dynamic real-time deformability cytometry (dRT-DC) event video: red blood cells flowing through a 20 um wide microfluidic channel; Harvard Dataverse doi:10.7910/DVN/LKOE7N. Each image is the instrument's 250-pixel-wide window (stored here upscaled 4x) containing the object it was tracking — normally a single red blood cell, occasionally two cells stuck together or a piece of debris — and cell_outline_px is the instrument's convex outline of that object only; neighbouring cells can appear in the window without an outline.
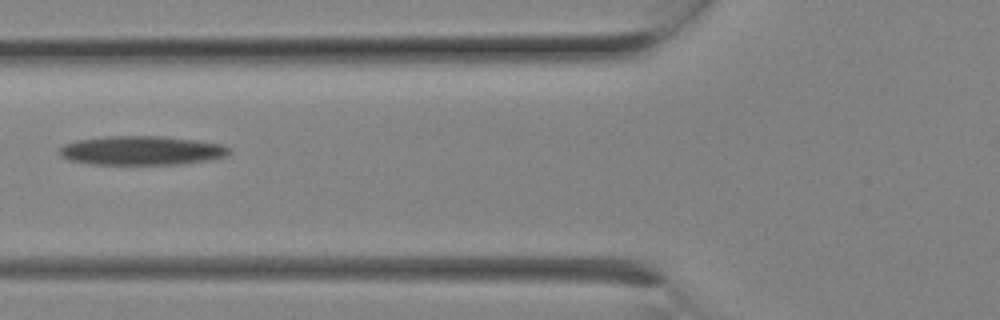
{"species": "Egyptian fruit bat (a non-hibernating species)", "species_latin": "Rousettus aegyptiacus", "temperature_condition": "room temperature", "stored_images_in_passage": 3, "camera_frame_rate_fps": 3000, "um_per_image_px": 0.085, "animal": {"sex": "female"}, "frame": {"image": 1, "passage_image": 3, "time_ms": 0.667, "image_size_px": [1000, 320], "cell_outline_px": [[232, 152], [228, 156], [212, 160], [180, 164], [92, 164], [72, 160], [60, 156], [60, 148], [64, 144], [76, 140], [104, 136], [164, 136], [196, 140], [220, 144], [228, 148]], "centroid_in_image_um": [12.07, 12.79], "position_along_channel_um": 113.7, "area_um2": 28.84}}